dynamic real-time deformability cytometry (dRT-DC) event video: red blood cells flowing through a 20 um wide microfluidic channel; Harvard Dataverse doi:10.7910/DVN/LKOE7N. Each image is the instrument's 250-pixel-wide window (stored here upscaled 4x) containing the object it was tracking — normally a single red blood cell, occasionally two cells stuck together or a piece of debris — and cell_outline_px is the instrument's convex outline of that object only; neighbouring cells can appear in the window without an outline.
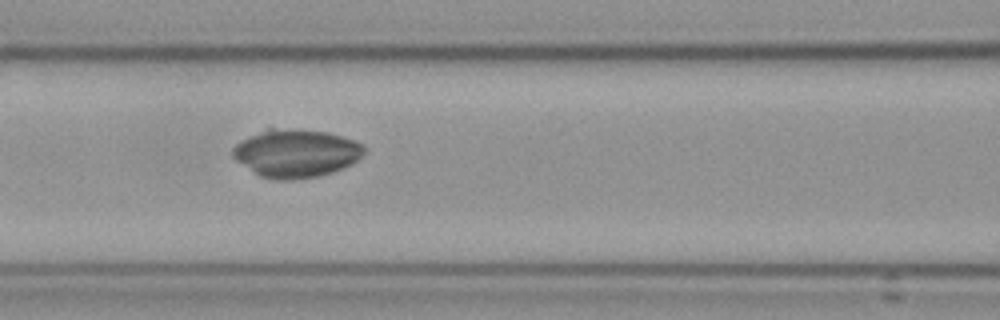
{"species": "Egyptian fruit bat (a non-hibernating species)", "species_latin": "Rousettus aegyptiacus", "temperature_condition": "cold", "stored_images_in_passage": 11, "camera_frame_rate_fps": 3000, "um_per_image_px": 0.085, "frame": {"image": 1, "passage_image": 6, "time_ms": 5.667, "image_size_px": [1000, 320], "cell_outline_px": [[364, 152], [352, 164], [332, 172], [316, 176], [292, 180], [276, 180], [260, 176], [236, 160], [232, 156], [232, 148], [240, 140], [264, 128], [292, 128], [328, 132], [352, 140], [360, 144], [364, 148]], "centroid_in_image_um": [25.1, 13.01], "position_along_channel_um": 141.5, "area_um2": 36.76}}